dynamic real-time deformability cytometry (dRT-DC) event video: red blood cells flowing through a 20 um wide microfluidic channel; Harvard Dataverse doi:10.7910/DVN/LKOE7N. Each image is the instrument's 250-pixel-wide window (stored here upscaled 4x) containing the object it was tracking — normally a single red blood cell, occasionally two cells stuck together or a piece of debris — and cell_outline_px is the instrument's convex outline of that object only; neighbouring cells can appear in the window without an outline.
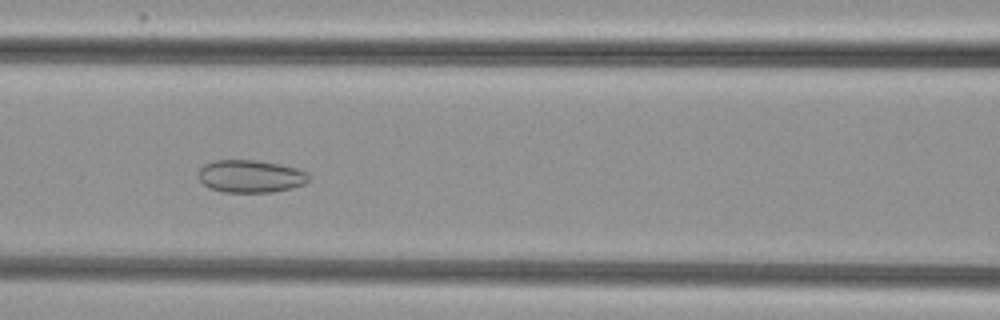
{"species": "common noctule bat (a hibernating species)", "species_latin": "Nyctalus noctula", "temperature_condition": "cold", "stored_images_in_passage": 46, "camera_frame_rate_fps": 3000, "um_per_image_px": 0.085, "animal": {"sex": "female", "body_mass_g": 29.2, "forearm_length_mm": 56.3}, "frame": {"image": 1, "passage_image": 16, "time_ms": 5.0, "image_size_px": [1000, 320], "cell_outline_px": [[312, 180], [304, 184], [292, 188], [272, 192], [224, 192], [208, 188], [196, 176], [200, 168], [204, 164], [216, 160], [256, 160], [280, 164], [296, 168], [308, 172]], "centroid_in_image_um": [21.31, 14.98], "position_along_channel_um": 145.3, "area_um2": 21.27}}
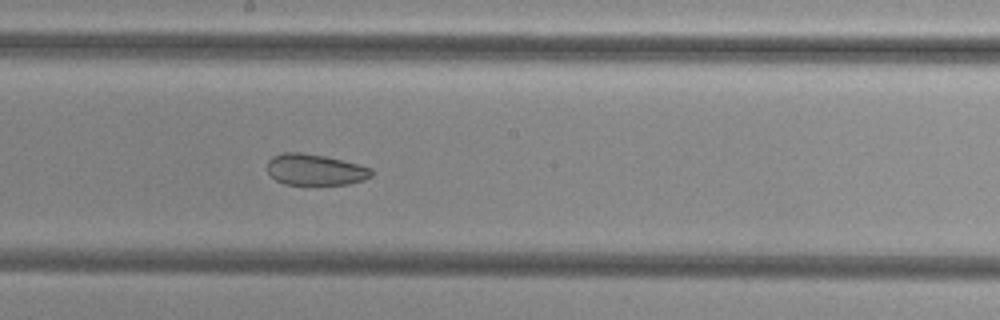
{"frame": {"image": 2, "passage_image": 22, "time_ms": 7.0, "image_size_px": [1000, 320], "cell_outline_px": [[372, 176], [364, 180], [348, 184], [284, 184], [276, 180], [268, 172], [268, 160], [272, 156], [284, 152], [300, 152], [324, 156], [372, 168]], "centroid_in_image_um": [26.77, 14.42], "position_along_channel_um": 221.4, "area_um2": 18.73}}
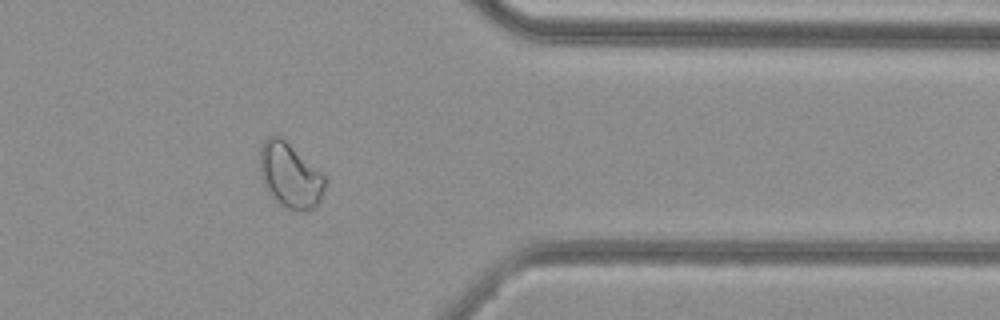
{"frame": {"image": 3, "passage_image": 36, "time_ms": 11.667, "image_size_px": [1000, 320], "cell_outline_px": [[328, 180], [320, 200], [316, 208], [304, 212], [300, 212], [284, 208], [268, 196], [264, 188], [260, 176], [260, 148], [264, 140], [268, 136], [280, 136], [320, 172]], "centroid_in_image_um": [24.63, 14.98], "position_along_channel_um": 386.8, "area_um2": 25.03}, "authors_computed_cell_mechanics": {"area_um2": 24.3916, "velocity_mm_per_s": 3.8183, "shape_relaxation_time_tau1_ms": null, "shape_relaxation_time_tau2_ms": 2.1427, "deformation_change_tau1": null, "deformation_change_tau2": 0.0657}}